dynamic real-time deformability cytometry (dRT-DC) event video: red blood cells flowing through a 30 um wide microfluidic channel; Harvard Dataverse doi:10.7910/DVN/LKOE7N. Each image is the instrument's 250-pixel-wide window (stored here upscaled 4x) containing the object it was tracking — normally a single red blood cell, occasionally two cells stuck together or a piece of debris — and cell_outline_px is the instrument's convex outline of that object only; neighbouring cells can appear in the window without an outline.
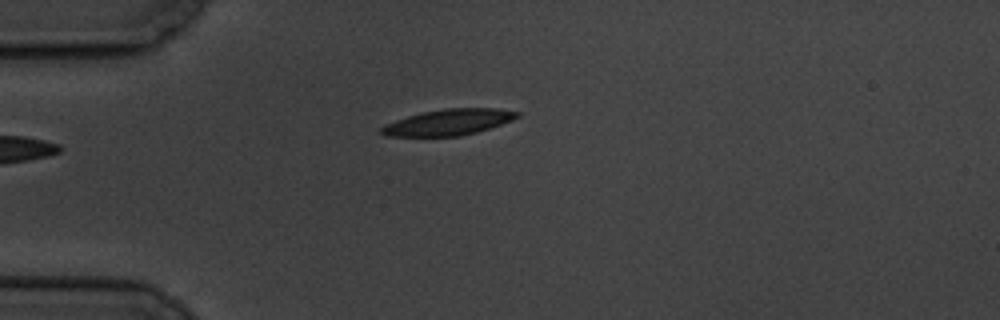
{"species": "common noctule bat (a hibernating species)", "species_latin": "Nyctalus noctula", "temperature_condition": "cold", "stored_images_in_passage": 4, "camera_frame_rate_fps": 3000, "um_per_image_px": 0.085, "animal": {"sex": "male", "body_mass_g": 19.5, "forearm_length_mm": 54.6}, "frame": {"image": 1, "passage_image": 4, "time_ms": 4.333, "image_size_px": [1000, 320], "cell_outline_px": [[520, 116], [512, 120], [476, 132], [460, 136], [384, 136], [380, 132], [380, 128], [384, 124], [408, 116], [424, 112], [444, 108], [500, 108], [520, 112]], "centroid_in_image_um": [38.12, 10.38], "position_along_channel_um": 46.9, "area_um2": 20.52}}